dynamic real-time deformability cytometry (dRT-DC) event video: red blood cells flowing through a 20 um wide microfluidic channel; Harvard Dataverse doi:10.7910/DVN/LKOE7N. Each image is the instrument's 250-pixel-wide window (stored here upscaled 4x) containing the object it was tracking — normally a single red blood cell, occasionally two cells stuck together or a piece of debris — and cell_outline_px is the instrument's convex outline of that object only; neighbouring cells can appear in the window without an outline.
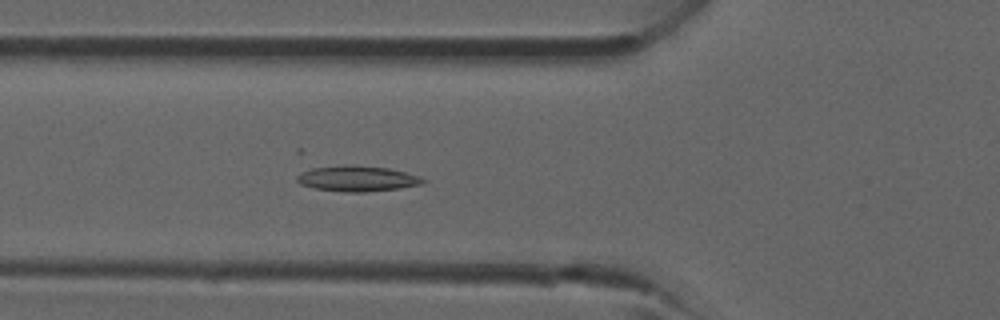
{"species": "common noctule bat (a hibernating species)", "species_latin": "Nyctalus noctula", "temperature_condition": "room temperature", "stored_images_in_passage": 30, "camera_frame_rate_fps": 3000, "um_per_image_px": 0.085, "animal": {"sex": "male", "forearm_length_mm": 52.5}, "frame": {"image": 1, "passage_image": 3, "time_ms": 0.667, "image_size_px": [1000, 320], "cell_outline_px": [[428, 180], [424, 184], [400, 188], [364, 192], [348, 192], [316, 188], [300, 184], [296, 180], [296, 176], [300, 172], [312, 168], [348, 164], [352, 164], [388, 168], [420, 176]], "centroid_in_image_um": [30.39, 15.17], "position_along_channel_um": 95.4, "area_um2": 18.9}}
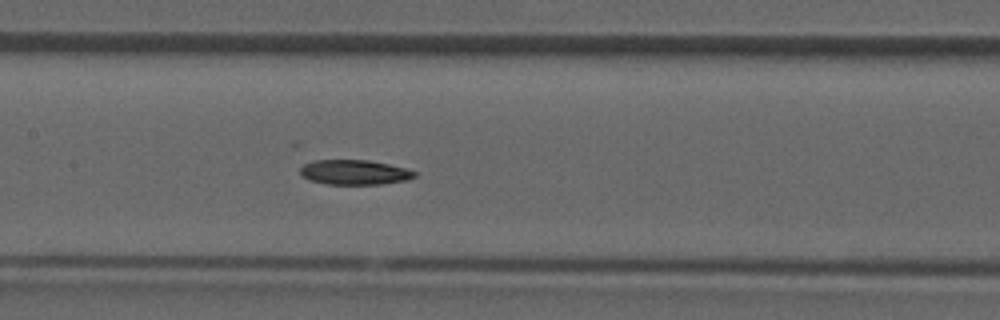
{"frame": {"image": 2, "passage_image": 8, "time_ms": 2.333, "image_size_px": [1000, 320], "cell_outline_px": [[416, 176], [404, 180], [380, 184], [328, 184], [308, 180], [300, 172], [300, 168], [304, 164], [316, 160], [368, 160], [388, 164], [404, 168], [416, 172]], "centroid_in_image_um": [30.1, 14.64], "position_along_channel_um": 177.3, "area_um2": 16.3}}
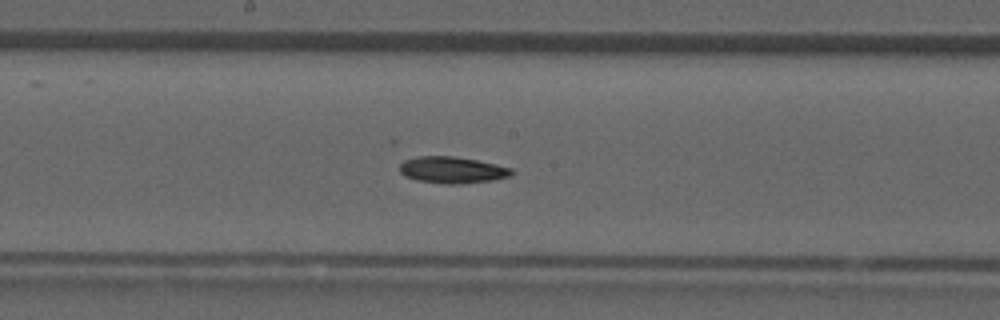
{"frame": {"image": 3, "passage_image": 10, "time_ms": 3.0, "image_size_px": [1000, 320], "cell_outline_px": [[516, 172], [512, 176], [492, 180], [460, 184], [444, 184], [416, 180], [404, 176], [400, 172], [400, 164], [404, 160], [416, 156], [452, 156], [476, 160], [496, 164], [512, 168]], "centroid_in_image_um": [38.45, 14.45], "position_along_channel_um": 209.7, "area_um2": 17.51}}